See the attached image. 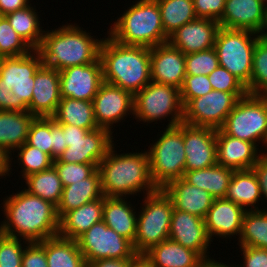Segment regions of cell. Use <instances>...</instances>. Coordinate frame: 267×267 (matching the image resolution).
<instances>
[{
    "label": "cell",
    "mask_w": 267,
    "mask_h": 267,
    "mask_svg": "<svg viewBox=\"0 0 267 267\" xmlns=\"http://www.w3.org/2000/svg\"><path fill=\"white\" fill-rule=\"evenodd\" d=\"M32 91L28 111L34 117H52L61 100L59 71L42 65L35 73Z\"/></svg>",
    "instance_id": "obj_22"
},
{
    "label": "cell",
    "mask_w": 267,
    "mask_h": 267,
    "mask_svg": "<svg viewBox=\"0 0 267 267\" xmlns=\"http://www.w3.org/2000/svg\"><path fill=\"white\" fill-rule=\"evenodd\" d=\"M240 249L244 262L237 267H267V249L251 246H241Z\"/></svg>",
    "instance_id": "obj_50"
},
{
    "label": "cell",
    "mask_w": 267,
    "mask_h": 267,
    "mask_svg": "<svg viewBox=\"0 0 267 267\" xmlns=\"http://www.w3.org/2000/svg\"><path fill=\"white\" fill-rule=\"evenodd\" d=\"M267 1L226 0L220 27L250 30L261 35L266 24Z\"/></svg>",
    "instance_id": "obj_18"
},
{
    "label": "cell",
    "mask_w": 267,
    "mask_h": 267,
    "mask_svg": "<svg viewBox=\"0 0 267 267\" xmlns=\"http://www.w3.org/2000/svg\"><path fill=\"white\" fill-rule=\"evenodd\" d=\"M29 0H0V15L5 16L8 13L21 10L29 6Z\"/></svg>",
    "instance_id": "obj_53"
},
{
    "label": "cell",
    "mask_w": 267,
    "mask_h": 267,
    "mask_svg": "<svg viewBox=\"0 0 267 267\" xmlns=\"http://www.w3.org/2000/svg\"><path fill=\"white\" fill-rule=\"evenodd\" d=\"M8 236L0 231V267H22V256L29 241ZM24 246V247H22Z\"/></svg>",
    "instance_id": "obj_44"
},
{
    "label": "cell",
    "mask_w": 267,
    "mask_h": 267,
    "mask_svg": "<svg viewBox=\"0 0 267 267\" xmlns=\"http://www.w3.org/2000/svg\"><path fill=\"white\" fill-rule=\"evenodd\" d=\"M226 135L267 144V96L247 94L240 98L220 128ZM265 144V145H264Z\"/></svg>",
    "instance_id": "obj_10"
},
{
    "label": "cell",
    "mask_w": 267,
    "mask_h": 267,
    "mask_svg": "<svg viewBox=\"0 0 267 267\" xmlns=\"http://www.w3.org/2000/svg\"><path fill=\"white\" fill-rule=\"evenodd\" d=\"M197 267H233L232 265H226L222 262H217L214 259H203Z\"/></svg>",
    "instance_id": "obj_57"
},
{
    "label": "cell",
    "mask_w": 267,
    "mask_h": 267,
    "mask_svg": "<svg viewBox=\"0 0 267 267\" xmlns=\"http://www.w3.org/2000/svg\"><path fill=\"white\" fill-rule=\"evenodd\" d=\"M265 30H267V14H266V24L264 27V31L261 33V37L267 39V31L265 32Z\"/></svg>",
    "instance_id": "obj_58"
},
{
    "label": "cell",
    "mask_w": 267,
    "mask_h": 267,
    "mask_svg": "<svg viewBox=\"0 0 267 267\" xmlns=\"http://www.w3.org/2000/svg\"><path fill=\"white\" fill-rule=\"evenodd\" d=\"M219 66L215 48L185 55L186 75H209Z\"/></svg>",
    "instance_id": "obj_43"
},
{
    "label": "cell",
    "mask_w": 267,
    "mask_h": 267,
    "mask_svg": "<svg viewBox=\"0 0 267 267\" xmlns=\"http://www.w3.org/2000/svg\"><path fill=\"white\" fill-rule=\"evenodd\" d=\"M22 267H48L45 255V240L29 242L22 256Z\"/></svg>",
    "instance_id": "obj_48"
},
{
    "label": "cell",
    "mask_w": 267,
    "mask_h": 267,
    "mask_svg": "<svg viewBox=\"0 0 267 267\" xmlns=\"http://www.w3.org/2000/svg\"><path fill=\"white\" fill-rule=\"evenodd\" d=\"M252 170L257 176L261 195L267 200V154L261 153Z\"/></svg>",
    "instance_id": "obj_52"
},
{
    "label": "cell",
    "mask_w": 267,
    "mask_h": 267,
    "mask_svg": "<svg viewBox=\"0 0 267 267\" xmlns=\"http://www.w3.org/2000/svg\"><path fill=\"white\" fill-rule=\"evenodd\" d=\"M9 157L0 150V177L9 176Z\"/></svg>",
    "instance_id": "obj_55"
},
{
    "label": "cell",
    "mask_w": 267,
    "mask_h": 267,
    "mask_svg": "<svg viewBox=\"0 0 267 267\" xmlns=\"http://www.w3.org/2000/svg\"><path fill=\"white\" fill-rule=\"evenodd\" d=\"M133 258L112 259L105 258L91 262L88 267H130Z\"/></svg>",
    "instance_id": "obj_54"
},
{
    "label": "cell",
    "mask_w": 267,
    "mask_h": 267,
    "mask_svg": "<svg viewBox=\"0 0 267 267\" xmlns=\"http://www.w3.org/2000/svg\"><path fill=\"white\" fill-rule=\"evenodd\" d=\"M126 197H106L103 204V222L117 234L134 244L137 213Z\"/></svg>",
    "instance_id": "obj_28"
},
{
    "label": "cell",
    "mask_w": 267,
    "mask_h": 267,
    "mask_svg": "<svg viewBox=\"0 0 267 267\" xmlns=\"http://www.w3.org/2000/svg\"><path fill=\"white\" fill-rule=\"evenodd\" d=\"M99 164L65 163L54 160L53 166L57 170L63 187L90 177Z\"/></svg>",
    "instance_id": "obj_45"
},
{
    "label": "cell",
    "mask_w": 267,
    "mask_h": 267,
    "mask_svg": "<svg viewBox=\"0 0 267 267\" xmlns=\"http://www.w3.org/2000/svg\"><path fill=\"white\" fill-rule=\"evenodd\" d=\"M248 92L212 90L189 100L183 106V122L201 127L220 129L240 98Z\"/></svg>",
    "instance_id": "obj_13"
},
{
    "label": "cell",
    "mask_w": 267,
    "mask_h": 267,
    "mask_svg": "<svg viewBox=\"0 0 267 267\" xmlns=\"http://www.w3.org/2000/svg\"><path fill=\"white\" fill-rule=\"evenodd\" d=\"M45 255L48 267H88L77 240L59 235L45 239Z\"/></svg>",
    "instance_id": "obj_34"
},
{
    "label": "cell",
    "mask_w": 267,
    "mask_h": 267,
    "mask_svg": "<svg viewBox=\"0 0 267 267\" xmlns=\"http://www.w3.org/2000/svg\"><path fill=\"white\" fill-rule=\"evenodd\" d=\"M51 118L58 124L74 125L89 131L99 128L95 121L92 101L61 98Z\"/></svg>",
    "instance_id": "obj_33"
},
{
    "label": "cell",
    "mask_w": 267,
    "mask_h": 267,
    "mask_svg": "<svg viewBox=\"0 0 267 267\" xmlns=\"http://www.w3.org/2000/svg\"><path fill=\"white\" fill-rule=\"evenodd\" d=\"M260 37V34L250 30L222 27L219 28L216 35L214 48L219 65L228 70L246 87L250 84L253 52Z\"/></svg>",
    "instance_id": "obj_9"
},
{
    "label": "cell",
    "mask_w": 267,
    "mask_h": 267,
    "mask_svg": "<svg viewBox=\"0 0 267 267\" xmlns=\"http://www.w3.org/2000/svg\"><path fill=\"white\" fill-rule=\"evenodd\" d=\"M105 196L66 212L59 223L58 235L77 240L92 225L103 220Z\"/></svg>",
    "instance_id": "obj_27"
},
{
    "label": "cell",
    "mask_w": 267,
    "mask_h": 267,
    "mask_svg": "<svg viewBox=\"0 0 267 267\" xmlns=\"http://www.w3.org/2000/svg\"><path fill=\"white\" fill-rule=\"evenodd\" d=\"M133 104V116L139 121L150 123L172 116L166 127L183 122V104L177 87L151 81L134 95Z\"/></svg>",
    "instance_id": "obj_11"
},
{
    "label": "cell",
    "mask_w": 267,
    "mask_h": 267,
    "mask_svg": "<svg viewBox=\"0 0 267 267\" xmlns=\"http://www.w3.org/2000/svg\"><path fill=\"white\" fill-rule=\"evenodd\" d=\"M6 198L3 200L6 217L0 224L3 234L29 242H40L58 235L60 218L57 206L52 202L25 189Z\"/></svg>",
    "instance_id": "obj_1"
},
{
    "label": "cell",
    "mask_w": 267,
    "mask_h": 267,
    "mask_svg": "<svg viewBox=\"0 0 267 267\" xmlns=\"http://www.w3.org/2000/svg\"><path fill=\"white\" fill-rule=\"evenodd\" d=\"M42 65L37 50L0 59V111H28L35 73Z\"/></svg>",
    "instance_id": "obj_6"
},
{
    "label": "cell",
    "mask_w": 267,
    "mask_h": 267,
    "mask_svg": "<svg viewBox=\"0 0 267 267\" xmlns=\"http://www.w3.org/2000/svg\"><path fill=\"white\" fill-rule=\"evenodd\" d=\"M63 128L67 148L57 159L65 163L99 164L114 144L112 133L104 128L83 129L59 124Z\"/></svg>",
    "instance_id": "obj_12"
},
{
    "label": "cell",
    "mask_w": 267,
    "mask_h": 267,
    "mask_svg": "<svg viewBox=\"0 0 267 267\" xmlns=\"http://www.w3.org/2000/svg\"><path fill=\"white\" fill-rule=\"evenodd\" d=\"M249 94L267 96V39L260 37L253 52Z\"/></svg>",
    "instance_id": "obj_39"
},
{
    "label": "cell",
    "mask_w": 267,
    "mask_h": 267,
    "mask_svg": "<svg viewBox=\"0 0 267 267\" xmlns=\"http://www.w3.org/2000/svg\"><path fill=\"white\" fill-rule=\"evenodd\" d=\"M30 194L58 205L62 196L63 185L54 166L39 173L29 175L25 179Z\"/></svg>",
    "instance_id": "obj_37"
},
{
    "label": "cell",
    "mask_w": 267,
    "mask_h": 267,
    "mask_svg": "<svg viewBox=\"0 0 267 267\" xmlns=\"http://www.w3.org/2000/svg\"><path fill=\"white\" fill-rule=\"evenodd\" d=\"M114 145L98 165L104 196L127 197L141 190L146 195L159 189L151 176L147 151L117 154Z\"/></svg>",
    "instance_id": "obj_2"
},
{
    "label": "cell",
    "mask_w": 267,
    "mask_h": 267,
    "mask_svg": "<svg viewBox=\"0 0 267 267\" xmlns=\"http://www.w3.org/2000/svg\"><path fill=\"white\" fill-rule=\"evenodd\" d=\"M134 96L122 88L103 82L92 100L95 121L100 128L112 132V125L134 113Z\"/></svg>",
    "instance_id": "obj_15"
},
{
    "label": "cell",
    "mask_w": 267,
    "mask_h": 267,
    "mask_svg": "<svg viewBox=\"0 0 267 267\" xmlns=\"http://www.w3.org/2000/svg\"><path fill=\"white\" fill-rule=\"evenodd\" d=\"M103 39H95L78 25L66 24L55 30L44 31L37 51L43 65L61 71L71 66L96 62L100 58Z\"/></svg>",
    "instance_id": "obj_4"
},
{
    "label": "cell",
    "mask_w": 267,
    "mask_h": 267,
    "mask_svg": "<svg viewBox=\"0 0 267 267\" xmlns=\"http://www.w3.org/2000/svg\"><path fill=\"white\" fill-rule=\"evenodd\" d=\"M238 242L239 246L267 249V209L245 212Z\"/></svg>",
    "instance_id": "obj_38"
},
{
    "label": "cell",
    "mask_w": 267,
    "mask_h": 267,
    "mask_svg": "<svg viewBox=\"0 0 267 267\" xmlns=\"http://www.w3.org/2000/svg\"><path fill=\"white\" fill-rule=\"evenodd\" d=\"M51 133L53 134L52 158L58 159L67 148L63 128L51 118Z\"/></svg>",
    "instance_id": "obj_51"
},
{
    "label": "cell",
    "mask_w": 267,
    "mask_h": 267,
    "mask_svg": "<svg viewBox=\"0 0 267 267\" xmlns=\"http://www.w3.org/2000/svg\"><path fill=\"white\" fill-rule=\"evenodd\" d=\"M208 79L216 91L248 92L247 87L239 79L220 65L208 75Z\"/></svg>",
    "instance_id": "obj_47"
},
{
    "label": "cell",
    "mask_w": 267,
    "mask_h": 267,
    "mask_svg": "<svg viewBox=\"0 0 267 267\" xmlns=\"http://www.w3.org/2000/svg\"><path fill=\"white\" fill-rule=\"evenodd\" d=\"M213 88L207 75H186L180 88L183 106L191 99L206 95Z\"/></svg>",
    "instance_id": "obj_46"
},
{
    "label": "cell",
    "mask_w": 267,
    "mask_h": 267,
    "mask_svg": "<svg viewBox=\"0 0 267 267\" xmlns=\"http://www.w3.org/2000/svg\"><path fill=\"white\" fill-rule=\"evenodd\" d=\"M33 49L11 27L5 16L0 17V58L28 54Z\"/></svg>",
    "instance_id": "obj_41"
},
{
    "label": "cell",
    "mask_w": 267,
    "mask_h": 267,
    "mask_svg": "<svg viewBox=\"0 0 267 267\" xmlns=\"http://www.w3.org/2000/svg\"><path fill=\"white\" fill-rule=\"evenodd\" d=\"M31 3L24 9L5 15L11 27L33 49L37 50L42 42L44 31L40 27L38 12Z\"/></svg>",
    "instance_id": "obj_35"
},
{
    "label": "cell",
    "mask_w": 267,
    "mask_h": 267,
    "mask_svg": "<svg viewBox=\"0 0 267 267\" xmlns=\"http://www.w3.org/2000/svg\"><path fill=\"white\" fill-rule=\"evenodd\" d=\"M260 198L262 199L260 185L254 171L252 169L234 171L225 199L240 205L246 211H252L261 210V207L259 209L255 206Z\"/></svg>",
    "instance_id": "obj_32"
},
{
    "label": "cell",
    "mask_w": 267,
    "mask_h": 267,
    "mask_svg": "<svg viewBox=\"0 0 267 267\" xmlns=\"http://www.w3.org/2000/svg\"><path fill=\"white\" fill-rule=\"evenodd\" d=\"M109 29L108 36L128 46H154L168 42L157 0H138Z\"/></svg>",
    "instance_id": "obj_5"
},
{
    "label": "cell",
    "mask_w": 267,
    "mask_h": 267,
    "mask_svg": "<svg viewBox=\"0 0 267 267\" xmlns=\"http://www.w3.org/2000/svg\"><path fill=\"white\" fill-rule=\"evenodd\" d=\"M77 243L88 265L100 259H125L137 255L133 243L109 228L103 220L92 225Z\"/></svg>",
    "instance_id": "obj_14"
},
{
    "label": "cell",
    "mask_w": 267,
    "mask_h": 267,
    "mask_svg": "<svg viewBox=\"0 0 267 267\" xmlns=\"http://www.w3.org/2000/svg\"><path fill=\"white\" fill-rule=\"evenodd\" d=\"M157 3L162 26L168 37L184 24L197 18L193 0H157Z\"/></svg>",
    "instance_id": "obj_36"
},
{
    "label": "cell",
    "mask_w": 267,
    "mask_h": 267,
    "mask_svg": "<svg viewBox=\"0 0 267 267\" xmlns=\"http://www.w3.org/2000/svg\"><path fill=\"white\" fill-rule=\"evenodd\" d=\"M18 152V161L22 170V178H26L34 173H39L53 166L54 159L45 152L36 147L24 143L16 149Z\"/></svg>",
    "instance_id": "obj_40"
},
{
    "label": "cell",
    "mask_w": 267,
    "mask_h": 267,
    "mask_svg": "<svg viewBox=\"0 0 267 267\" xmlns=\"http://www.w3.org/2000/svg\"><path fill=\"white\" fill-rule=\"evenodd\" d=\"M164 191L171 197L174 208L205 219L214 197L207 191L190 185L183 178L169 182Z\"/></svg>",
    "instance_id": "obj_25"
},
{
    "label": "cell",
    "mask_w": 267,
    "mask_h": 267,
    "mask_svg": "<svg viewBox=\"0 0 267 267\" xmlns=\"http://www.w3.org/2000/svg\"><path fill=\"white\" fill-rule=\"evenodd\" d=\"M146 196V197H145ZM143 205L137 215L134 250L137 255H144L152 247L169 239L171 216L174 209L171 197L159 188L146 194Z\"/></svg>",
    "instance_id": "obj_7"
},
{
    "label": "cell",
    "mask_w": 267,
    "mask_h": 267,
    "mask_svg": "<svg viewBox=\"0 0 267 267\" xmlns=\"http://www.w3.org/2000/svg\"><path fill=\"white\" fill-rule=\"evenodd\" d=\"M35 118L29 111H0V150L9 157V172L12 169V151L14 153V150L26 143Z\"/></svg>",
    "instance_id": "obj_26"
},
{
    "label": "cell",
    "mask_w": 267,
    "mask_h": 267,
    "mask_svg": "<svg viewBox=\"0 0 267 267\" xmlns=\"http://www.w3.org/2000/svg\"><path fill=\"white\" fill-rule=\"evenodd\" d=\"M217 163L235 171L250 170L261 154L253 143L226 135L216 130Z\"/></svg>",
    "instance_id": "obj_24"
},
{
    "label": "cell",
    "mask_w": 267,
    "mask_h": 267,
    "mask_svg": "<svg viewBox=\"0 0 267 267\" xmlns=\"http://www.w3.org/2000/svg\"><path fill=\"white\" fill-rule=\"evenodd\" d=\"M103 81L133 96L151 82L150 48L123 45L108 36L100 46Z\"/></svg>",
    "instance_id": "obj_3"
},
{
    "label": "cell",
    "mask_w": 267,
    "mask_h": 267,
    "mask_svg": "<svg viewBox=\"0 0 267 267\" xmlns=\"http://www.w3.org/2000/svg\"><path fill=\"white\" fill-rule=\"evenodd\" d=\"M26 143L52 157L51 117H36L32 121Z\"/></svg>",
    "instance_id": "obj_42"
},
{
    "label": "cell",
    "mask_w": 267,
    "mask_h": 267,
    "mask_svg": "<svg viewBox=\"0 0 267 267\" xmlns=\"http://www.w3.org/2000/svg\"><path fill=\"white\" fill-rule=\"evenodd\" d=\"M219 28L215 20L196 18L173 32L168 42L185 55L204 51L214 47Z\"/></svg>",
    "instance_id": "obj_21"
},
{
    "label": "cell",
    "mask_w": 267,
    "mask_h": 267,
    "mask_svg": "<svg viewBox=\"0 0 267 267\" xmlns=\"http://www.w3.org/2000/svg\"><path fill=\"white\" fill-rule=\"evenodd\" d=\"M59 73L61 98L92 101L104 82L100 58L94 63L67 67Z\"/></svg>",
    "instance_id": "obj_16"
},
{
    "label": "cell",
    "mask_w": 267,
    "mask_h": 267,
    "mask_svg": "<svg viewBox=\"0 0 267 267\" xmlns=\"http://www.w3.org/2000/svg\"><path fill=\"white\" fill-rule=\"evenodd\" d=\"M226 0H193L197 18L212 19L219 22L225 8Z\"/></svg>",
    "instance_id": "obj_49"
},
{
    "label": "cell",
    "mask_w": 267,
    "mask_h": 267,
    "mask_svg": "<svg viewBox=\"0 0 267 267\" xmlns=\"http://www.w3.org/2000/svg\"><path fill=\"white\" fill-rule=\"evenodd\" d=\"M157 141L149 147L151 176L158 188L184 177L186 153L184 150L183 122L166 127Z\"/></svg>",
    "instance_id": "obj_8"
},
{
    "label": "cell",
    "mask_w": 267,
    "mask_h": 267,
    "mask_svg": "<svg viewBox=\"0 0 267 267\" xmlns=\"http://www.w3.org/2000/svg\"><path fill=\"white\" fill-rule=\"evenodd\" d=\"M234 171L217 163L208 168L185 171L183 179L220 199L225 198Z\"/></svg>",
    "instance_id": "obj_31"
},
{
    "label": "cell",
    "mask_w": 267,
    "mask_h": 267,
    "mask_svg": "<svg viewBox=\"0 0 267 267\" xmlns=\"http://www.w3.org/2000/svg\"><path fill=\"white\" fill-rule=\"evenodd\" d=\"M103 196L100 172L97 169L90 177L63 187L57 214L61 218L66 212Z\"/></svg>",
    "instance_id": "obj_30"
},
{
    "label": "cell",
    "mask_w": 267,
    "mask_h": 267,
    "mask_svg": "<svg viewBox=\"0 0 267 267\" xmlns=\"http://www.w3.org/2000/svg\"><path fill=\"white\" fill-rule=\"evenodd\" d=\"M245 212L240 205L225 198L214 199L204 219L211 241L214 235L227 239L233 235L240 236Z\"/></svg>",
    "instance_id": "obj_23"
},
{
    "label": "cell",
    "mask_w": 267,
    "mask_h": 267,
    "mask_svg": "<svg viewBox=\"0 0 267 267\" xmlns=\"http://www.w3.org/2000/svg\"><path fill=\"white\" fill-rule=\"evenodd\" d=\"M151 81L182 87L186 76L185 54L169 42L150 48Z\"/></svg>",
    "instance_id": "obj_20"
},
{
    "label": "cell",
    "mask_w": 267,
    "mask_h": 267,
    "mask_svg": "<svg viewBox=\"0 0 267 267\" xmlns=\"http://www.w3.org/2000/svg\"><path fill=\"white\" fill-rule=\"evenodd\" d=\"M144 256L153 267H197L203 258L194 250L171 239L152 247Z\"/></svg>",
    "instance_id": "obj_29"
},
{
    "label": "cell",
    "mask_w": 267,
    "mask_h": 267,
    "mask_svg": "<svg viewBox=\"0 0 267 267\" xmlns=\"http://www.w3.org/2000/svg\"><path fill=\"white\" fill-rule=\"evenodd\" d=\"M185 171L204 169L217 164L216 129L183 122Z\"/></svg>",
    "instance_id": "obj_17"
},
{
    "label": "cell",
    "mask_w": 267,
    "mask_h": 267,
    "mask_svg": "<svg viewBox=\"0 0 267 267\" xmlns=\"http://www.w3.org/2000/svg\"><path fill=\"white\" fill-rule=\"evenodd\" d=\"M169 239L196 251L203 259L209 258L207 250L213 241L207 234L205 220L196 215L174 208Z\"/></svg>",
    "instance_id": "obj_19"
},
{
    "label": "cell",
    "mask_w": 267,
    "mask_h": 267,
    "mask_svg": "<svg viewBox=\"0 0 267 267\" xmlns=\"http://www.w3.org/2000/svg\"><path fill=\"white\" fill-rule=\"evenodd\" d=\"M130 267H153L144 255H136L130 262Z\"/></svg>",
    "instance_id": "obj_56"
}]
</instances>
